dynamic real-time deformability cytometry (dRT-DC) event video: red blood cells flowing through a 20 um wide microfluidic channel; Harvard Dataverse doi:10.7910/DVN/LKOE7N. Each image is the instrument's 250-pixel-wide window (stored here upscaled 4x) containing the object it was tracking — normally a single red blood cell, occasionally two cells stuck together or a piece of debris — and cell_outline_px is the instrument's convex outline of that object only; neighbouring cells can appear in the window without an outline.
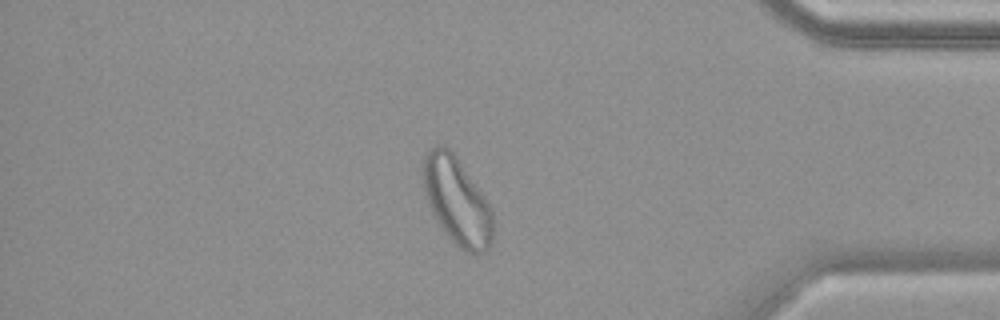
{"species": "common noctule bat (a hibernating species)", "species_latin": "Nyctalus noctula", "temperature_condition": "warm", "stored_images_in_passage": 55, "camera_frame_rate_fps": 3000, "um_per_image_px": 0.085, "animal": {"sex": "female", "body_mass_g": 19.9}, "frame": {"image": 1, "passage_image": 47, "time_ms": 15.333, "image_size_px": [1000, 320], "cell_outline_px": [[492, 240], [488, 248], [484, 252], [468, 252], [460, 248], [444, 232], [436, 220], [424, 196], [420, 172], [420, 168], [424, 156], [428, 148], [436, 144], [444, 144], [456, 156], [488, 204], [492, 212]], "centroid_in_image_um": [38.75, 17.02], "position_along_channel_um": 396.5, "area_um2": 35.55}}
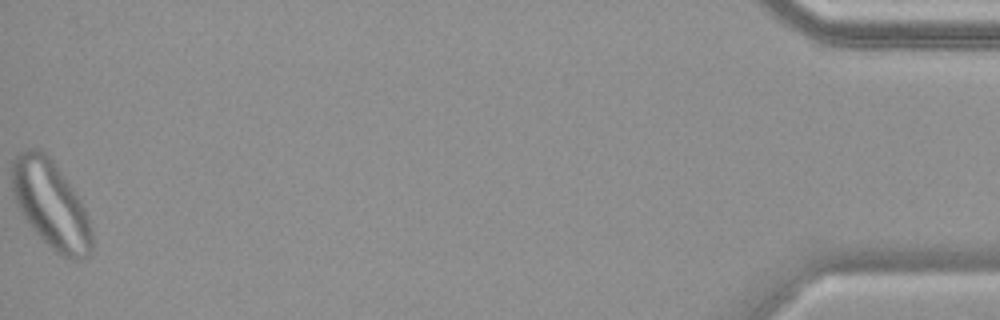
{"frame": {"image": 2, "passage_image": 55, "time_ms": 18.0, "image_size_px": [1000, 320], "cell_outline_px": [[92, 252], [76, 260], [68, 260], [56, 252], [28, 224], [16, 204], [12, 192], [12, 160], [20, 152], [28, 148], [40, 148], [52, 160], [80, 200], [84, 208], [92, 228]], "centroid_in_image_um": [4.31, 17.38], "position_along_channel_um": 430.9, "area_um2": 40.46}}